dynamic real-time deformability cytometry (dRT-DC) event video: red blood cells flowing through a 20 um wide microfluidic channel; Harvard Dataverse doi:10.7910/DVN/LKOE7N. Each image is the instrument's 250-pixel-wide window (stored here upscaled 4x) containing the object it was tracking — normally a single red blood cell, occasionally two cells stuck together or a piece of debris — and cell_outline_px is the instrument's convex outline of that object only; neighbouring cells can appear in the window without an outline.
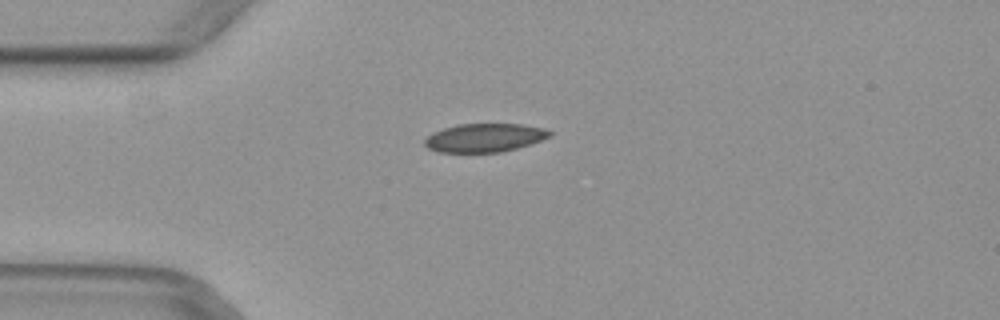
{"species": "common noctule bat (a hibernating species)", "species_latin": "Nyctalus noctula", "temperature_condition": "warm", "stored_images_in_passage": 7, "camera_frame_rate_fps": 3000, "um_per_image_px": 0.085, "animal": {"sex": "female", "body_mass_g": 29.2, "forearm_length_mm": 56.3}, "frame": {"image": 1, "passage_image": 3, "time_ms": 0.667, "image_size_px": [1000, 320], "cell_outline_px": [[552, 136], [516, 148], [500, 152], [436, 152], [428, 148], [424, 144], [424, 140], [432, 132], [456, 124], [520, 124], [544, 128], [552, 132]], "centroid_in_image_um": [41.15, 11.7], "position_along_channel_um": 43.8, "area_um2": 20.69}}